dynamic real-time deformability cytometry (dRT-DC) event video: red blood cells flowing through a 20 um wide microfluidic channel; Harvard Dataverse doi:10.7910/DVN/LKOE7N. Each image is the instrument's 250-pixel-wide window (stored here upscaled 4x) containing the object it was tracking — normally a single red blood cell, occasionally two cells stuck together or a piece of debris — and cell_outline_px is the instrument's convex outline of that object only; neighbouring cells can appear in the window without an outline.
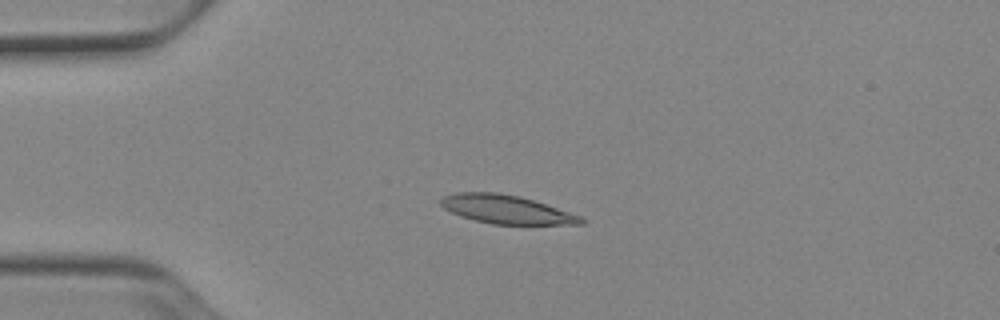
{"species": "Egyptian fruit bat (a non-hibernating species)", "species_latin": "Rousettus aegyptiacus", "temperature_condition": "cold", "stored_images_in_passage": 40, "camera_frame_rate_fps": 3000, "um_per_image_px": 0.085, "animal": {"sex": "female"}, "frame": {"image": 1, "passage_image": 1, "time_ms": 0.0, "image_size_px": [1000, 320], "cell_outline_px": [[584, 224], [492, 224], [460, 216], [444, 208], [440, 204], [440, 196], [456, 192], [500, 192], [520, 196], [580, 216], [584, 220]], "centroid_in_image_um": [42.96, 17.78], "position_along_channel_um": 42.0, "area_um2": 23.12}}
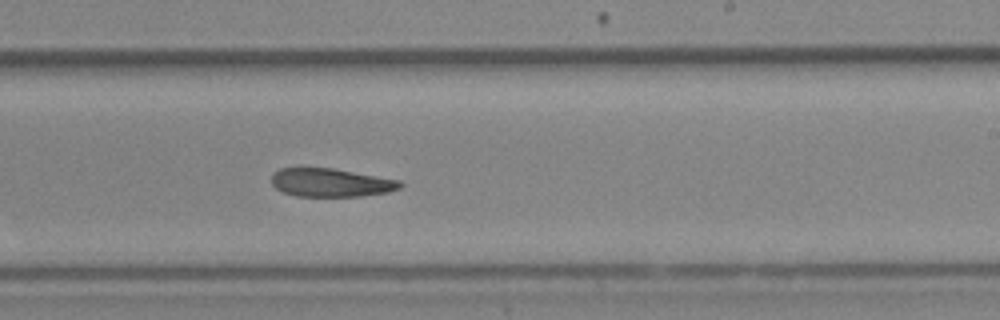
{"frame": {"image": 2, "passage_image": 20, "time_ms": 6.333, "image_size_px": [1000, 320], "cell_outline_px": [[404, 184], [400, 188], [388, 192], [360, 196], [296, 196], [284, 192], [276, 188], [272, 184], [272, 172], [280, 168], [332, 168], [400, 180]], "centroid_in_image_um": [28.12, 15.52], "position_along_channel_um": 260.9, "area_um2": 21.21}}
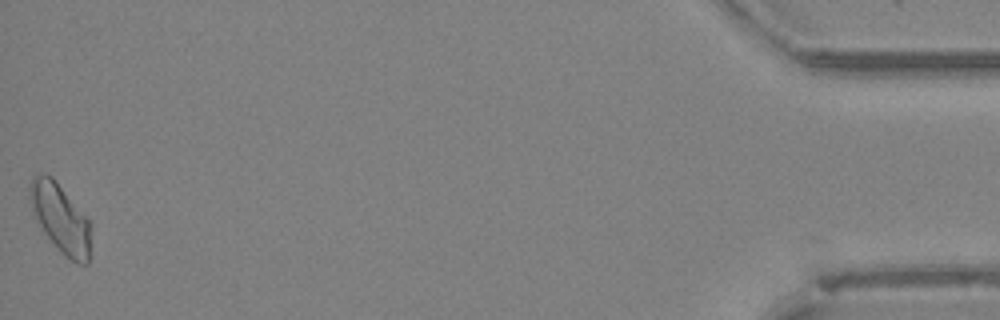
{"frame": {"image": 3, "passage_image": 40, "time_ms": 13.0, "image_size_px": [1000, 320], "cell_outline_px": [[92, 228], [88, 264], [76, 264], [68, 260], [60, 252], [48, 236], [32, 212], [28, 188], [32, 176], [36, 172], [44, 172], [52, 176], [92, 224]], "centroid_in_image_um": [5.15, 18.54], "position_along_channel_um": 430.1, "area_um2": 24.68}}